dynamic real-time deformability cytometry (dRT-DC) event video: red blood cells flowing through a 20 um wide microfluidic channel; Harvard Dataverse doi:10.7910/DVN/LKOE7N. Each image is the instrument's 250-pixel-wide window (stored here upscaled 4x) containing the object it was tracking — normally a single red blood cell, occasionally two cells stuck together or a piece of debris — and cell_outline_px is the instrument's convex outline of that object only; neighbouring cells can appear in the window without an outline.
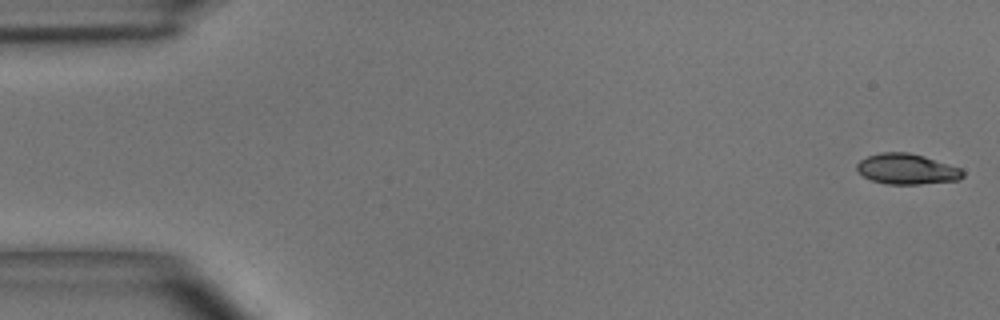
{"species": "common noctule bat (a hibernating species)", "species_latin": "Nyctalus noctula", "temperature_condition": "room temperature", "stored_images_in_passage": 44, "camera_frame_rate_fps": 3000, "um_per_image_px": 0.085, "animal": {"sex": "male", "body_mass_g": 15.6}, "frame": {"image": 1, "passage_image": 1, "time_ms": 0.0, "image_size_px": [1000, 320], "cell_outline_px": [[964, 176], [960, 180], [920, 184], [888, 184], [872, 180], [864, 176], [856, 168], [856, 164], [860, 160], [868, 156], [880, 152], [908, 152], [924, 156], [960, 168], [964, 172]], "centroid_in_image_um": [77.09, 14.37], "position_along_channel_um": 7.9, "area_um2": 18.79}}
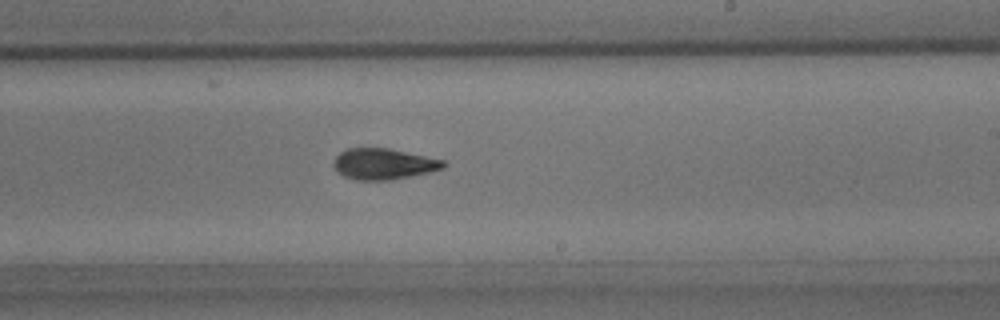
{"frame": {"image": 2, "passage_image": 29, "time_ms": 9.333, "image_size_px": [1000, 320], "cell_outline_px": [[448, 164], [444, 168], [412, 176], [388, 180], [356, 180], [344, 176], [336, 172], [336, 156], [340, 152], [348, 148], [388, 148], [444, 160]], "centroid_in_image_um": [32.63, 13.94], "position_along_channel_um": 256.4, "area_um2": 19.65}}
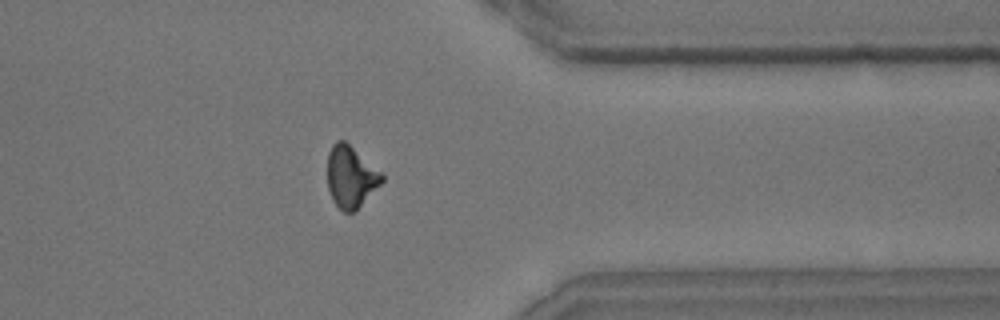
{"frame": {"image": 3, "passage_image": 39, "time_ms": 12.667, "image_size_px": [1000, 320], "cell_outline_px": [[384, 180], [352, 212], [344, 212], [332, 200], [328, 188], [328, 152], [332, 144], [336, 140], [344, 140], [380, 172], [384, 176]], "centroid_in_image_um": [29.77, 15.0], "position_along_channel_um": 381.6, "area_um2": 18.96}}